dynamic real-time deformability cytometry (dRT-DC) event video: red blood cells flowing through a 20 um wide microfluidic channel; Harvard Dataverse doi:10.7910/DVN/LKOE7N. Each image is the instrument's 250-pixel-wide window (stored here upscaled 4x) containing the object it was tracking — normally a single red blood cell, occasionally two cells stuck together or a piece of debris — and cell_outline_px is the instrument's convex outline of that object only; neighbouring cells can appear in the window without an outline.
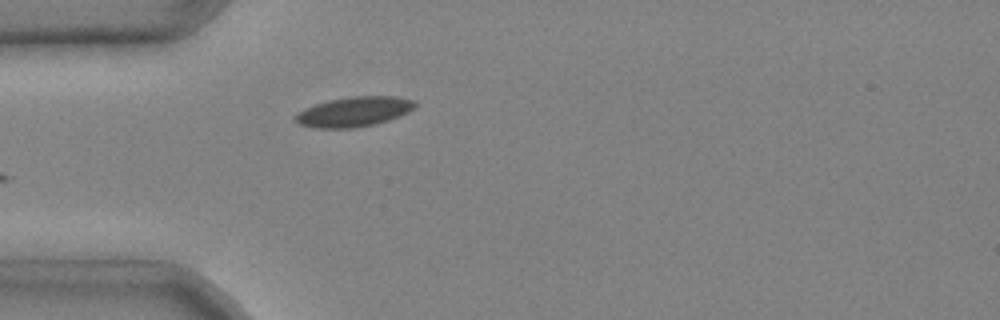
{"species": "common noctule bat (a hibernating species)", "species_latin": "Nyctalus noctula", "temperature_condition": "cold", "stored_images_in_passage": 1, "camera_frame_rate_fps": 3000, "um_per_image_px": 0.085, "animal": {"sex": "male", "body_mass_g": 20.4}, "frame": {"image": 1, "passage_image": 1, "time_ms": 0.0, "image_size_px": [1000, 320], "cell_outline_px": [[416, 104], [408, 112], [388, 120], [376, 124], [352, 128], [312, 128], [300, 124], [292, 120], [292, 116], [304, 108], [328, 100], [348, 96], [396, 96], [416, 100]], "centroid_in_image_um": [30.04, 9.49], "position_along_channel_um": 55.0, "area_um2": 21.04}}